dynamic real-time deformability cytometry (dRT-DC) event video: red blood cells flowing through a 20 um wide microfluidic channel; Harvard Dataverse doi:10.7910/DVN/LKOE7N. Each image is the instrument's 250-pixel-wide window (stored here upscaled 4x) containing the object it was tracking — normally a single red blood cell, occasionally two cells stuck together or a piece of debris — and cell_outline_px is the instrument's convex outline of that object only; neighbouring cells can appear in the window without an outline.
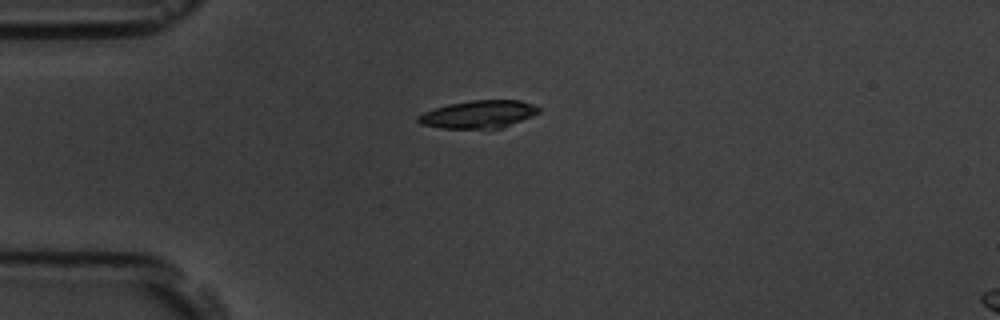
{"species": "common noctule bat (a hibernating species)", "species_latin": "Nyctalus noctula", "temperature_condition": "room temperature", "stored_images_in_passage": 2, "segment_of_instrument_passage": [1, 2], "camera_frame_rate_fps": 3000, "um_per_image_px": 0.085, "animal": {"sex": "male", "body_mass_g": 19.5, "forearm_length_mm": 54.6}, "frame": {"image": 1, "passage_image": 1, "time_ms": 0.0, "image_size_px": [1000, 320], "cell_outline_px": [[540, 112], [532, 116], [504, 128], [440, 128], [420, 124], [416, 120], [416, 116], [432, 108], [448, 104], [472, 100], [520, 100], [532, 104], [540, 108]], "centroid_in_image_um": [40.65, 9.71], "position_along_channel_um": 44.3, "area_um2": 19.65}}